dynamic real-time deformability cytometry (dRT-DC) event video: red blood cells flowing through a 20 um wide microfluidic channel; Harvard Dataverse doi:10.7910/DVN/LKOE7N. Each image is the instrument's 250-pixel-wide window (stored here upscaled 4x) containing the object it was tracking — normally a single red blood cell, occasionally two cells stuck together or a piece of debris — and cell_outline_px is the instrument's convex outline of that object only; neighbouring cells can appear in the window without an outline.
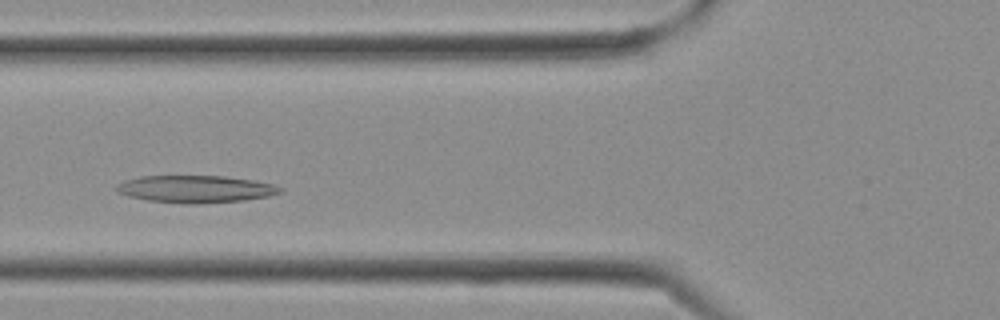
{"species": "Egyptian fruit bat (a non-hibernating species)", "species_latin": "Rousettus aegyptiacus", "temperature_condition": "cold", "stored_images_in_passage": 15, "camera_frame_rate_fps": 3000, "um_per_image_px": 0.085, "frame": {"image": 1, "passage_image": 8, "time_ms": 2.333, "image_size_px": [1000, 320], "cell_outline_px": [[284, 188], [280, 192], [268, 196], [244, 200], [196, 204], [188, 204], [148, 200], [128, 196], [116, 192], [116, 184], [124, 180], [140, 176], [224, 176], [252, 180], [276, 184]], "centroid_in_image_um": [16.61, 16.06], "position_along_channel_um": 109.2, "area_um2": 26.07}}
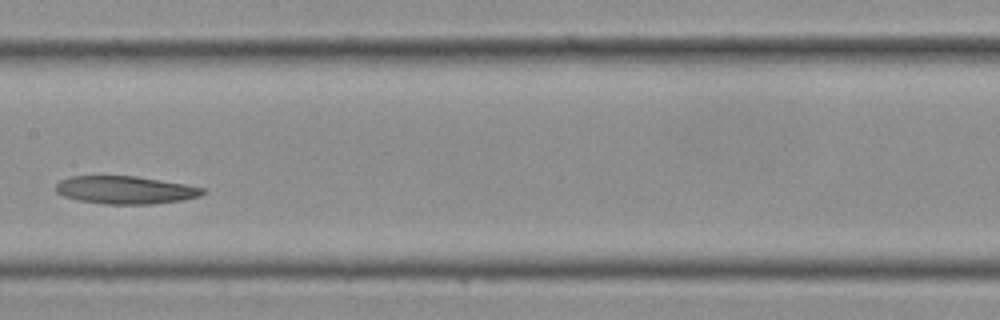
{"frame": {"image": 2, "passage_image": 12, "time_ms": 3.667, "image_size_px": [1000, 320], "cell_outline_px": [[208, 192], [200, 196], [180, 200], [152, 204], [104, 204], [80, 200], [64, 196], [56, 192], [56, 184], [60, 180], [68, 176], [136, 176], [184, 184], [204, 188]], "centroid_in_image_um": [10.65, 16.14], "position_along_channel_um": 196.7, "area_um2": 23.76}}
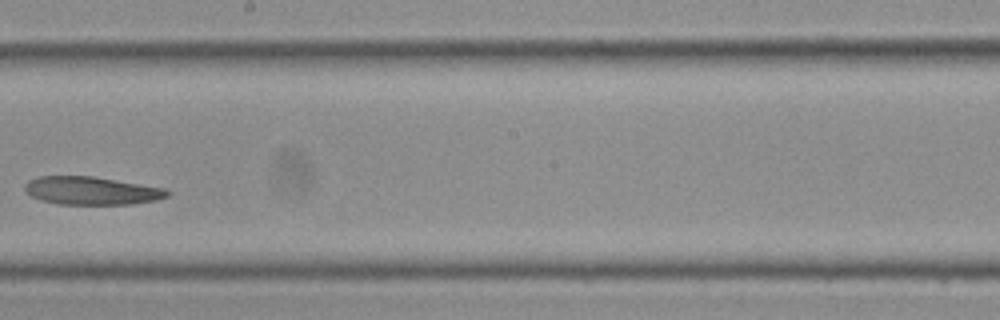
{"frame": {"image": 3, "passage_image": 14, "time_ms": 4.333, "image_size_px": [1000, 320], "cell_outline_px": [[172, 192], [168, 196], [156, 200], [132, 204], [56, 204], [40, 200], [32, 196], [24, 188], [24, 184], [28, 180], [40, 176], [92, 176], [168, 188]], "centroid_in_image_um": [7.82, 16.2], "position_along_channel_um": 240.4, "area_um2": 23.47}}